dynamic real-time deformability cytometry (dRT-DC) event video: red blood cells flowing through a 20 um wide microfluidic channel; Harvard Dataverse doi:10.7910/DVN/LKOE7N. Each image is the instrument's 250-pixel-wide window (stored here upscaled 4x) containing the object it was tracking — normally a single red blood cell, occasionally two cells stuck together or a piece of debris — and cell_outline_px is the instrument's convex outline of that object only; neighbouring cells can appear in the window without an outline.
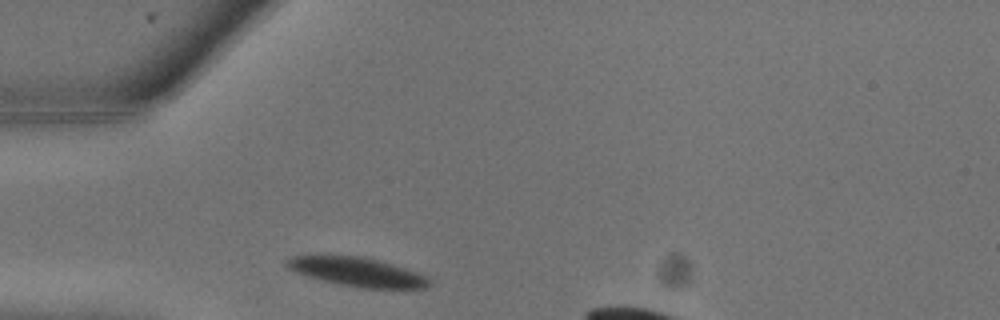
{"species": "common noctule bat (a hibernating species)", "species_latin": "Nyctalus noctula", "temperature_condition": "warm", "stored_images_in_passage": 4, "camera_frame_rate_fps": 3000, "um_per_image_px": 0.085, "animal": {"sex": "male", "body_mass_g": 13.3}, "frame": {"image": 1, "passage_image": 1, "time_ms": 0.0, "image_size_px": [1000, 320], "cell_outline_px": [[432, 284], [424, 288], [360, 288], [320, 280], [296, 272], [288, 268], [284, 264], [284, 260], [292, 256], [360, 256], [392, 264], [416, 272], [424, 276]], "centroid_in_image_um": [30.31, 23.12], "position_along_channel_um": 54.7, "area_um2": 23.64}}